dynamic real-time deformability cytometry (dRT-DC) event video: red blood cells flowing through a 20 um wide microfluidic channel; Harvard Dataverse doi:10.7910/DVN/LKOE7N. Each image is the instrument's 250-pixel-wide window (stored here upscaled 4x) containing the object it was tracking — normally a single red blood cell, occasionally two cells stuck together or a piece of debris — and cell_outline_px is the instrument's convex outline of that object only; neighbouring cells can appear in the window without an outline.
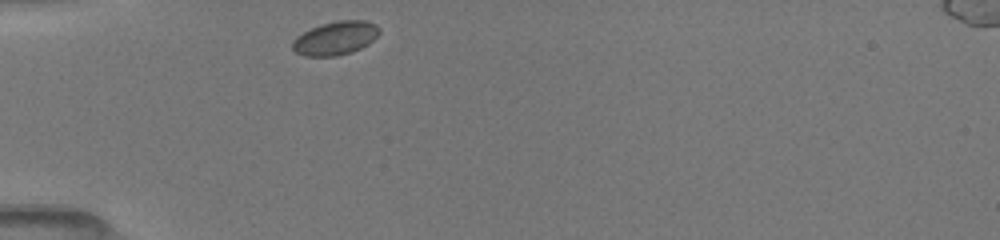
{"species": "common noctule bat (a hibernating species)", "species_latin": "Nyctalus noctula", "temperature_condition": "room temperature", "stored_images_in_passage": 36, "camera_frame_rate_fps": 3000, "um_per_image_px": 0.085, "animal": {"sex": "female", "body_mass_g": 19.5, "forearm_length_mm": 54.1}, "frame": {"image": 1, "passage_image": 1, "time_ms": 0.0, "image_size_px": [1000, 240], "cell_outline_px": [[380, 32], [368, 44], [352, 52], [336, 56], [304, 56], [296, 52], [292, 48], [292, 40], [296, 36], [320, 24], [336, 20], [364, 20], [376, 24], [380, 28]], "centroid_in_image_um": [28.5, 3.23], "position_along_channel_um": 56.5, "area_um2": 17.05}}
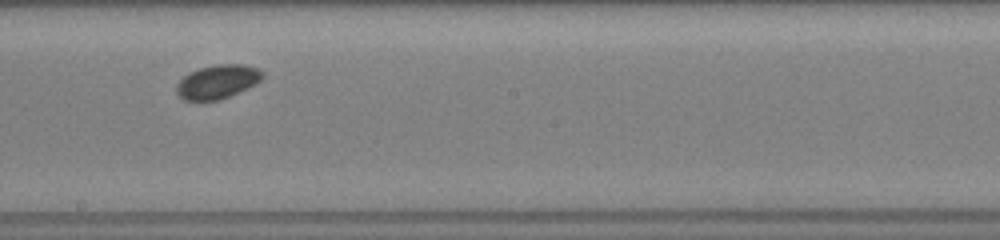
{"frame": {"image": 2, "passage_image": 15, "time_ms": 4.667, "image_size_px": [1000, 240], "cell_outline_px": [[264, 76], [256, 84], [220, 100], [196, 104], [184, 100], [176, 92], [176, 84], [188, 72], [200, 68], [216, 64], [244, 64], [260, 68], [264, 72]], "centroid_in_image_um": [18.47, 6.98], "position_along_channel_um": 229.7, "area_um2": 17.57}}
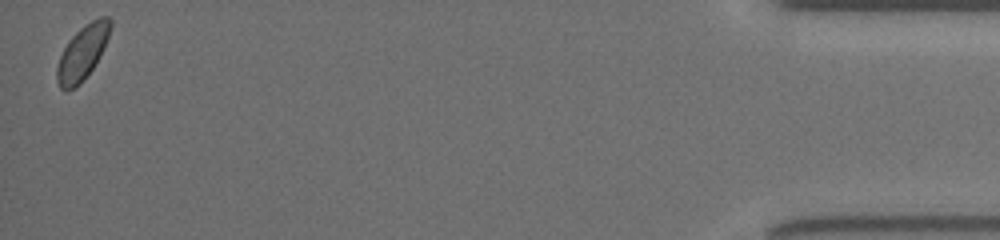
{"frame": {"image": 3, "passage_image": 36, "time_ms": 11.667, "image_size_px": [1000, 240], "cell_outline_px": [[112, 24], [104, 48], [92, 68], [80, 84], [72, 88], [60, 88], [56, 80], [56, 68], [60, 56], [68, 40], [84, 24], [100, 16], [108, 16], [112, 20]], "centroid_in_image_um": [7.01, 4.43], "position_along_channel_um": 428.2, "area_um2": 16.7}}